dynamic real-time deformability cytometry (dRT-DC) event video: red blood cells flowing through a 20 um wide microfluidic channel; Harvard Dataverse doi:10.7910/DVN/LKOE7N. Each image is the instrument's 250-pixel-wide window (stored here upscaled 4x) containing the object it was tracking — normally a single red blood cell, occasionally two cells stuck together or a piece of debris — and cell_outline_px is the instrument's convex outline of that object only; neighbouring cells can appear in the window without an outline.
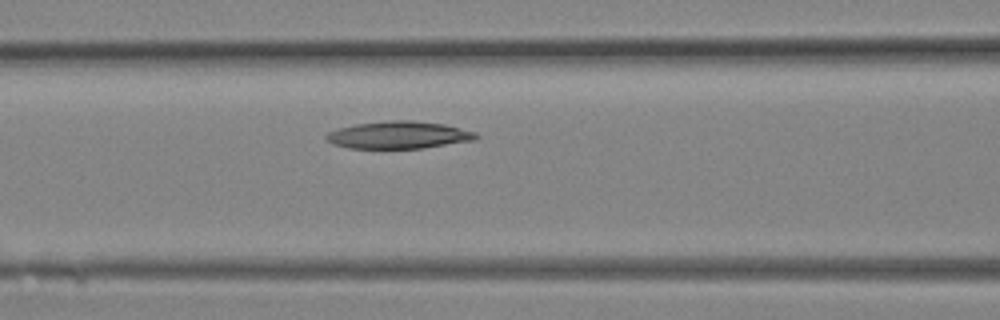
{"species": "Egyptian fruit bat (a non-hibernating species)", "species_latin": "Rousettus aegyptiacus", "temperature_condition": "room temperature", "stored_images_in_passage": 10, "camera_frame_rate_fps": 3000, "um_per_image_px": 0.085, "animal": {"sex": "female"}, "frame": {"image": 1, "passage_image": 6, "time_ms": 1.667, "image_size_px": [1000, 320], "cell_outline_px": [[480, 136], [476, 140], [424, 148], [348, 148], [332, 144], [324, 136], [328, 132], [340, 128], [356, 124], [392, 120], [412, 120], [444, 124], [476, 132]], "centroid_in_image_um": [33.92, 11.48], "position_along_channel_um": 132.7, "area_um2": 23.87}}
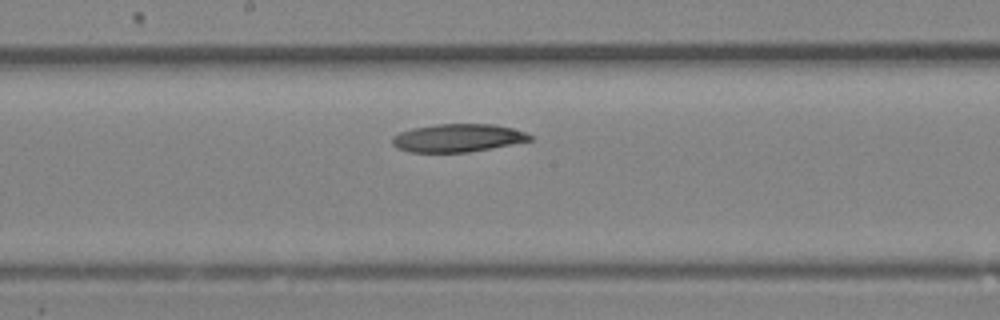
{"frame": {"image": 2, "passage_image": 9, "time_ms": 2.667, "image_size_px": [1000, 320], "cell_outline_px": [[532, 140], [492, 148], [468, 152], [408, 152], [396, 148], [392, 144], [392, 136], [400, 132], [412, 128], [436, 124], [492, 124], [512, 128], [524, 132], [532, 136]], "centroid_in_image_um": [38.87, 11.73], "position_along_channel_um": 209.3, "area_um2": 22.48}}